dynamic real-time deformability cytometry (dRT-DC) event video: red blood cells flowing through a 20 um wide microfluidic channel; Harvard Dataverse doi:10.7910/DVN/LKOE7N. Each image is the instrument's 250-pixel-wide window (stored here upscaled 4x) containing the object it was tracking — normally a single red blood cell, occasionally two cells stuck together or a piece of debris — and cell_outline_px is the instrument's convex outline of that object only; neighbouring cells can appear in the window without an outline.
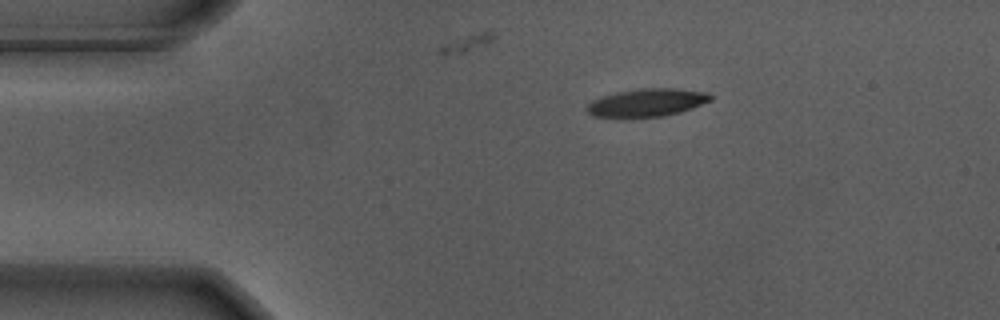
{"species": "Egyptian fruit bat (a non-hibernating species)", "species_latin": "Rousettus aegyptiacus", "temperature_condition": "warm", "stored_images_in_passage": 7, "camera_frame_rate_fps": 3000, "um_per_image_px": 0.085, "animal": {"sex": "male"}, "frame": {"image": 1, "passage_image": 1, "time_ms": 0.0, "image_size_px": [1000, 320], "cell_outline_px": [[712, 100], [692, 108], [680, 112], [664, 116], [592, 116], [584, 108], [592, 100], [616, 92], [636, 88], [680, 88], [708, 92], [712, 96]], "centroid_in_image_um": [55.03, 8.69], "position_along_channel_um": 30.0, "area_um2": 20.0}}